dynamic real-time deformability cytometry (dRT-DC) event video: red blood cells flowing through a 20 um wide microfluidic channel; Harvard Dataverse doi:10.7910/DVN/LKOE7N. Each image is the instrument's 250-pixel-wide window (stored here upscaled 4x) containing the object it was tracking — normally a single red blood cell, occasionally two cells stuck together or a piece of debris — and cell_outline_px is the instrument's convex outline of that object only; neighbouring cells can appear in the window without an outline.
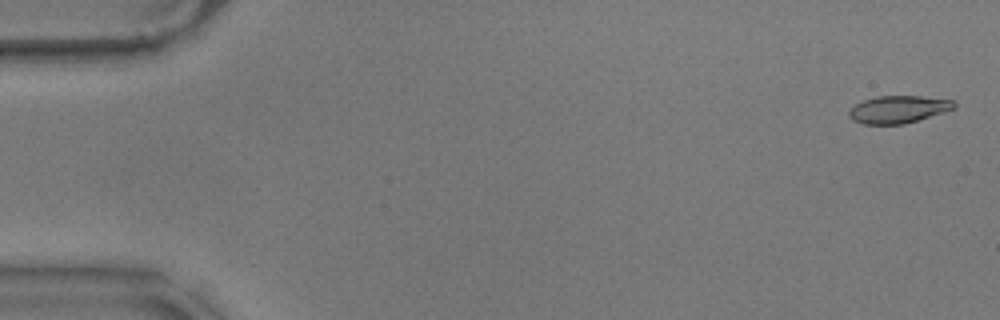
{"species": "common noctule bat (a hibernating species)", "species_latin": "Nyctalus noctula", "temperature_condition": "warm", "stored_images_in_passage": 58, "camera_frame_rate_fps": 3000, "um_per_image_px": 0.085, "animal": {"sex": "male", "body_mass_g": 17.9}, "frame": {"image": 1, "passage_image": 2, "time_ms": 0.333, "image_size_px": [1000, 320], "cell_outline_px": [[956, 108], [904, 124], [864, 124], [852, 120], [848, 116], [848, 112], [856, 104], [864, 100], [876, 96], [920, 96], [956, 100]], "centroid_in_image_um": [76.37, 9.29], "position_along_channel_um": 8.6, "area_um2": 16.76}}
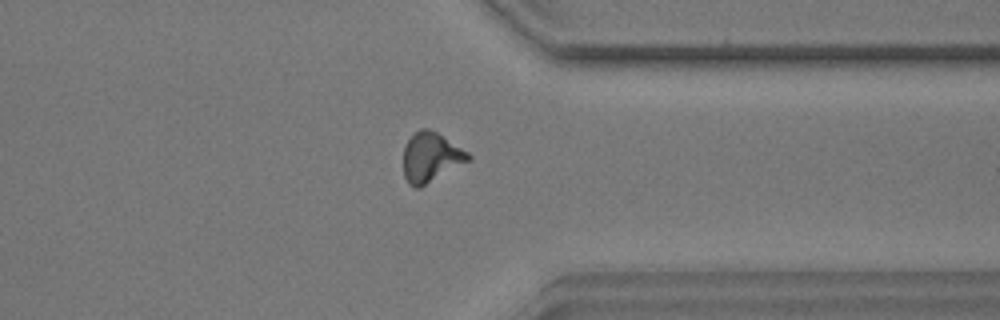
{"frame": {"image": 2, "passage_image": 45, "time_ms": 14.667, "image_size_px": [1000, 320], "cell_outline_px": [[472, 160], [420, 188], [416, 188], [408, 184], [404, 176], [404, 148], [408, 140], [420, 128], [428, 128], [436, 132], [468, 152], [472, 156]], "centroid_in_image_um": [36.64, 13.4], "position_along_channel_um": 374.8, "area_um2": 18.79}}
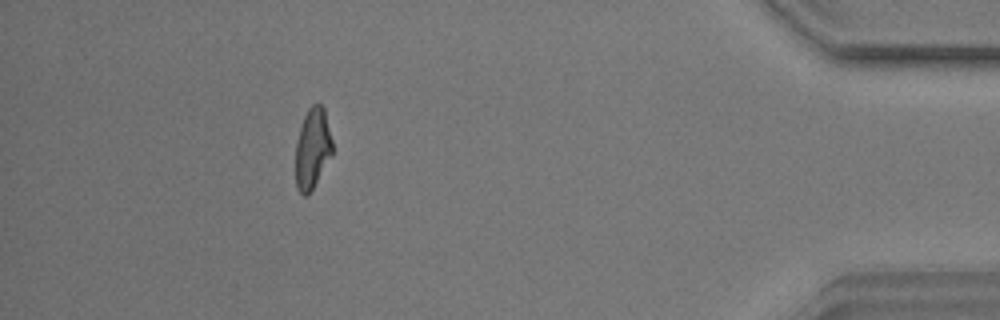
{"frame": {"image": 3, "passage_image": 52, "time_ms": 17.0, "image_size_px": [1000, 320], "cell_outline_px": [[332, 156], [308, 196], [304, 196], [296, 188], [296, 144], [300, 128], [304, 116], [308, 108], [312, 104], [320, 104], [324, 108], [332, 140]], "centroid_in_image_um": [26.56, 12.64], "position_along_channel_um": 408.6, "area_um2": 17.28}, "authors_computed_cell_mechanics": {"area_um2": 17.7735, "velocity_mm_per_s": 3.549, "shape_relaxation_time_tau1_ms": 3.3918, "shape_relaxation_time_tau2_ms": 2.9668, "deformation_change_tau1": 0.1463, "deformation_change_tau2": 0.0773}}